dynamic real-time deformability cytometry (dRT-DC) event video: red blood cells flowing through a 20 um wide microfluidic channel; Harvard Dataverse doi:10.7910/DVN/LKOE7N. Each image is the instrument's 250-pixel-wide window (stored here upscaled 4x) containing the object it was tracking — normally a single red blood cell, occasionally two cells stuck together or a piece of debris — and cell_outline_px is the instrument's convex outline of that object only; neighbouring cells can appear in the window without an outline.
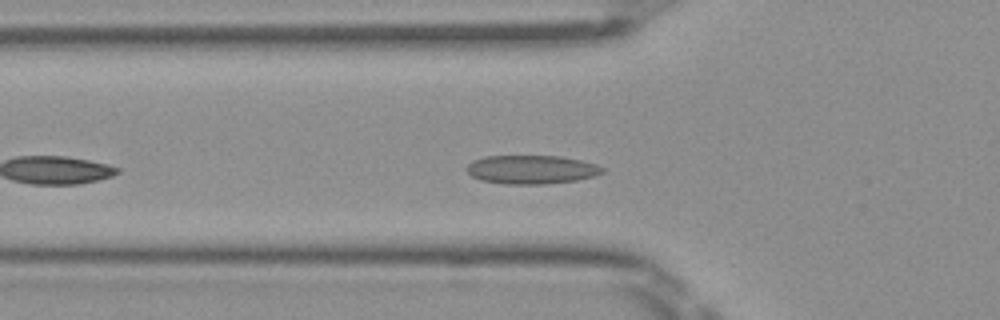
{"species": "Egyptian fruit bat (a non-hibernating species)", "species_latin": "Rousettus aegyptiacus", "temperature_condition": "room temperature", "stored_images_in_passage": 38, "camera_frame_rate_fps": 3000, "um_per_image_px": 0.085, "frame": {"image": 1, "passage_image": 7, "time_ms": 2.0, "image_size_px": [1000, 320], "cell_outline_px": [[604, 172], [596, 176], [576, 180], [544, 184], [504, 184], [480, 180], [472, 176], [468, 172], [468, 164], [472, 160], [484, 156], [560, 156], [580, 160], [596, 164], [604, 168]], "centroid_in_image_um": [45.18, 14.41], "position_along_channel_um": 80.6, "area_um2": 22.72}}
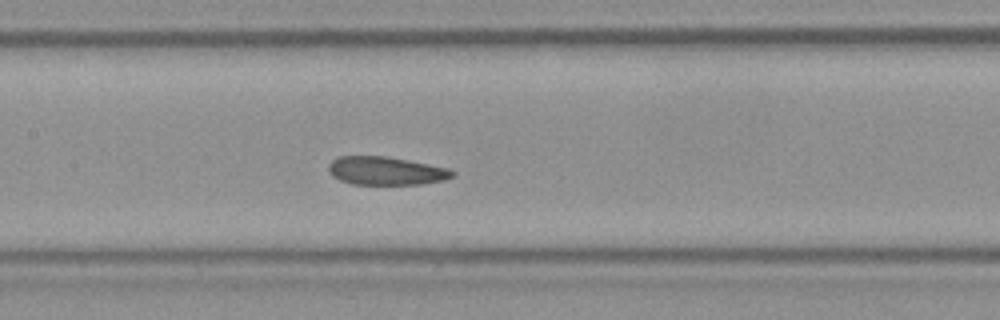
{"frame": {"image": 2, "passage_image": 14, "time_ms": 4.333, "image_size_px": [1000, 320], "cell_outline_px": [[456, 172], [452, 176], [444, 180], [420, 184], [352, 184], [340, 180], [332, 176], [328, 168], [328, 164], [332, 160], [340, 156], [388, 156], [448, 168]], "centroid_in_image_um": [32.78, 14.52], "position_along_channel_um": 174.6, "area_um2": 20.35}}
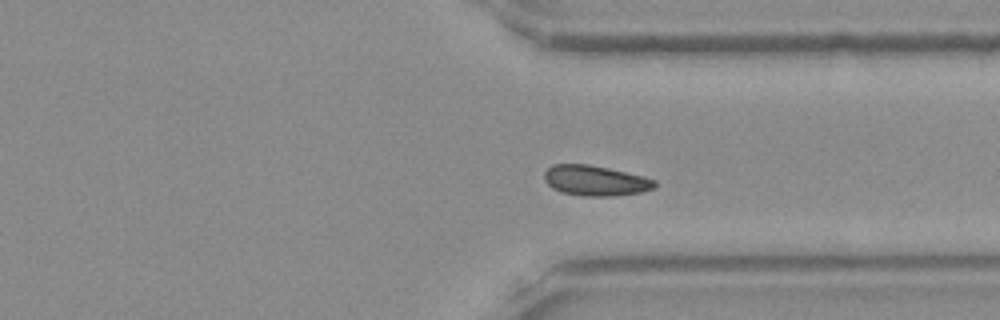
{"frame": {"image": 3, "passage_image": 25, "time_ms": 8.0, "image_size_px": [1000, 320], "cell_outline_px": [[656, 188], [640, 192], [612, 196], [584, 196], [560, 192], [552, 188], [544, 180], [544, 172], [552, 164], [588, 164], [608, 168], [644, 176], [656, 180]], "centroid_in_image_um": [50.6, 15.35], "position_along_channel_um": 360.8, "area_um2": 19.59}}